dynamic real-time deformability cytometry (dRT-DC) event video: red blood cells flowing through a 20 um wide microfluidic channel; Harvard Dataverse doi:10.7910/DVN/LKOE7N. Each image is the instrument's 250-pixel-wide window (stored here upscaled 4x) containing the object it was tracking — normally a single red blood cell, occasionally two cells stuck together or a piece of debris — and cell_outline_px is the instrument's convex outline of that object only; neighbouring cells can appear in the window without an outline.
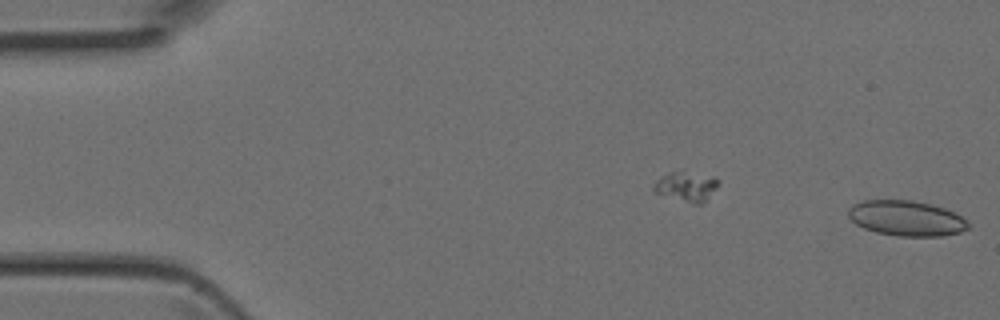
{"species": "Egyptian fruit bat (a non-hibernating species)", "species_latin": "Rousettus aegyptiacus", "temperature_condition": "room temperature", "stored_images_in_passage": 8, "segment_of_instrument_passage": [2, 2], "camera_frame_rate_fps": 3000, "um_per_image_px": 0.085, "animal": {"sex": "female"}, "frame": {"image": 1, "passage_image": 8, "time_ms": 2.333, "image_size_px": [1000, 320], "cell_outline_px": [[968, 228], [960, 232], [944, 236], [900, 236], [876, 232], [864, 228], [856, 224], [848, 216], [848, 208], [852, 204], [864, 200], [912, 200], [932, 204], [944, 208], [968, 220]], "centroid_in_image_um": [77.03, 18.55], "position_along_channel_um": 8.0, "area_um2": 24.68}}